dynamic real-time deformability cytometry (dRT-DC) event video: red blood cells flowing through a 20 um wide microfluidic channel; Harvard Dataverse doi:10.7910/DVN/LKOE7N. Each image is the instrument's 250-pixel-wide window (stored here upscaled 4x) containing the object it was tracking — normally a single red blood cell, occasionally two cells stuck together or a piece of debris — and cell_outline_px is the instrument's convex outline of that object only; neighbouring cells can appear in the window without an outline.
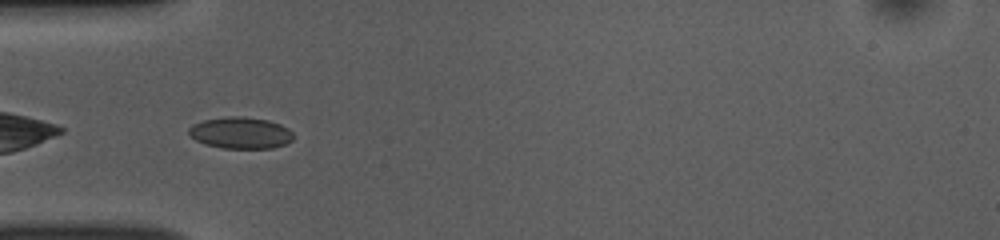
{"species": "common noctule bat (a hibernating species)", "species_latin": "Nyctalus noctula", "temperature_condition": "room temperature", "stored_images_in_passage": 37, "camera_frame_rate_fps": 3000, "um_per_image_px": 0.085, "animal": {"sex": "female", "body_mass_g": 10.0, "forearm_length_mm": 53.1}, "frame": {"image": 1, "passage_image": 1, "time_ms": 0.0, "image_size_px": [1000, 240], "cell_outline_px": [[292, 140], [284, 144], [272, 148], [224, 148], [204, 144], [196, 140], [188, 132], [188, 128], [192, 124], [204, 120], [232, 116], [244, 116], [268, 120], [280, 124], [288, 128], [292, 132]], "centroid_in_image_um": [20.44, 11.29], "position_along_channel_um": 64.6, "area_um2": 19.13}}
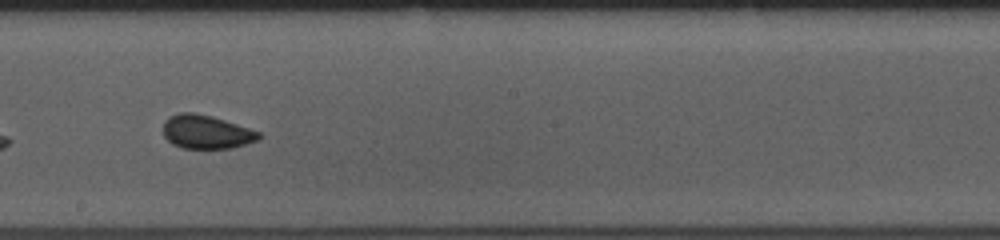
{"frame": {"image": 2, "passage_image": 14, "time_ms": 4.333, "image_size_px": [1000, 240], "cell_outline_px": [[260, 140], [232, 148], [180, 148], [172, 144], [164, 136], [164, 120], [168, 116], [180, 112], [196, 112], [212, 116], [260, 132]], "centroid_in_image_um": [17.51, 11.21], "position_along_channel_um": 230.7, "area_um2": 18.84}}
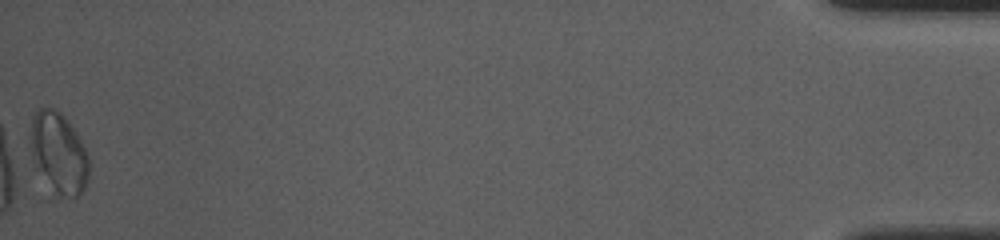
{"frame": {"image": 3, "passage_image": 37, "time_ms": 12.0, "image_size_px": [1000, 240], "cell_outline_px": [[88, 180], [84, 188], [76, 196], [52, 200], [48, 200], [32, 160], [28, 144], [28, 132], [32, 116], [40, 108], [52, 108], [60, 112], [64, 116], [76, 132], [88, 156]], "centroid_in_image_um": [4.88, 13.14], "position_along_channel_um": 430.3, "area_um2": 29.42}, "authors_computed_cell_mechanics": {"area_um2": 18.9006, "velocity_mm_per_s": 3.8432, "shape_relaxation_time_tau1_ms": 2.4545, "shape_relaxation_time_tau2_ms": 1.9325, "deformation_change_tau1": 0.0574, "deformation_change_tau2": 0.0649}}